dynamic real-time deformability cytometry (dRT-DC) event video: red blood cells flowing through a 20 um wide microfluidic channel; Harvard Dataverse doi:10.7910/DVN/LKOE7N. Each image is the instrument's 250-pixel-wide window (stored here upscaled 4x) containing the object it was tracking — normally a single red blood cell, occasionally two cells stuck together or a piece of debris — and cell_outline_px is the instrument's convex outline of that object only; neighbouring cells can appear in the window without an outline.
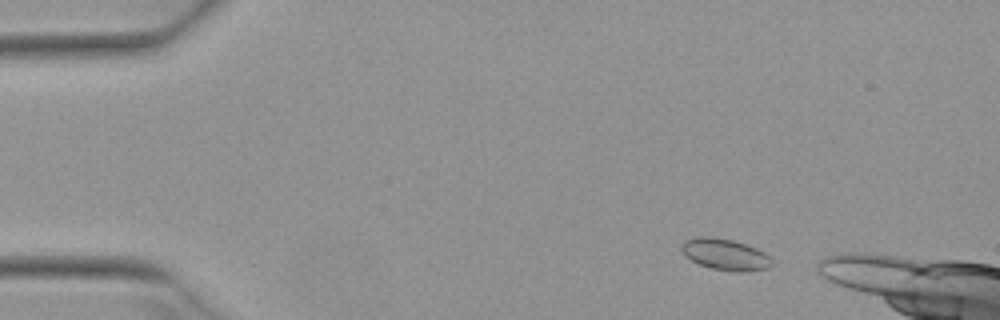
{"species": "Egyptian fruit bat (a non-hibernating species)", "species_latin": "Rousettus aegyptiacus", "temperature_condition": "warm", "stored_images_in_passage": 51, "camera_frame_rate_fps": 3000, "um_per_image_px": 0.085, "animal": {"sex": "female"}, "frame": {"image": 1, "passage_image": 5, "time_ms": 1.333, "image_size_px": [1000, 320], "cell_outline_px": [[772, 264], [768, 268], [740, 272], [736, 272], [712, 268], [700, 264], [684, 256], [680, 248], [680, 244], [684, 240], [700, 236], [712, 236], [732, 240], [756, 248], [764, 252], [772, 260]], "centroid_in_image_um": [61.6, 21.61], "position_along_channel_um": 23.4, "area_um2": 16.47}}
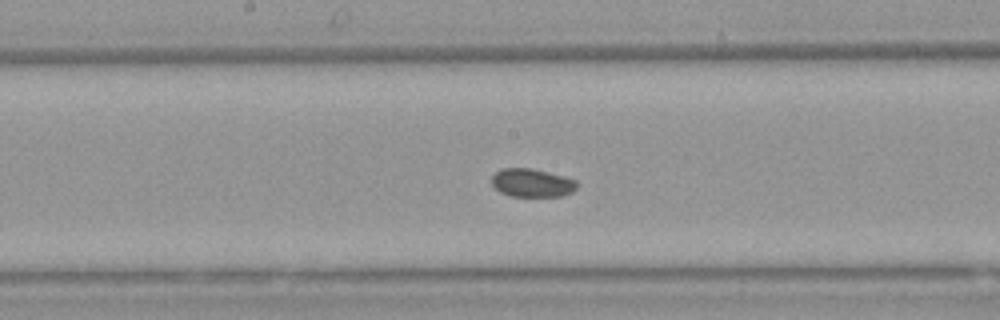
{"frame": {"image": 2, "passage_image": 25, "time_ms": 8.0, "image_size_px": [1000, 320], "cell_outline_px": [[576, 188], [572, 192], [560, 196], [512, 196], [500, 192], [492, 184], [492, 176], [500, 168], [532, 168], [564, 176], [576, 180]], "centroid_in_image_um": [45.21, 15.53], "position_along_channel_um": 203.0, "area_um2": 13.99}}
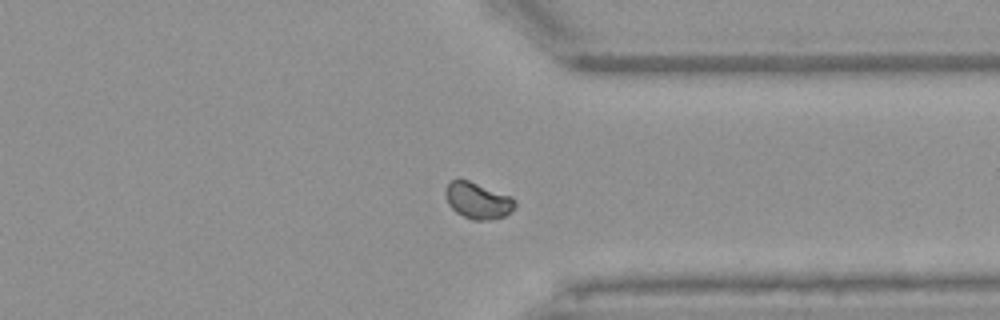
{"frame": {"image": 3, "passage_image": 38, "time_ms": 12.333, "image_size_px": [1000, 320], "cell_outline_px": [[516, 208], [512, 212], [504, 216], [484, 220], [472, 220], [456, 212], [448, 204], [444, 192], [448, 184], [452, 180], [468, 180], [512, 196], [516, 200]], "centroid_in_image_um": [40.65, 17.05], "position_along_channel_um": 370.8, "area_um2": 14.74}, "authors_computed_cell_mechanics": {"area_um2": 14.739, "velocity_mm_per_s": 3.9108, "shape_relaxation_time_tau1_ms": null, "shape_relaxation_time_tau2_ms": 1.5827, "deformation_change_tau1": null, "deformation_change_tau2": 0.0309}}